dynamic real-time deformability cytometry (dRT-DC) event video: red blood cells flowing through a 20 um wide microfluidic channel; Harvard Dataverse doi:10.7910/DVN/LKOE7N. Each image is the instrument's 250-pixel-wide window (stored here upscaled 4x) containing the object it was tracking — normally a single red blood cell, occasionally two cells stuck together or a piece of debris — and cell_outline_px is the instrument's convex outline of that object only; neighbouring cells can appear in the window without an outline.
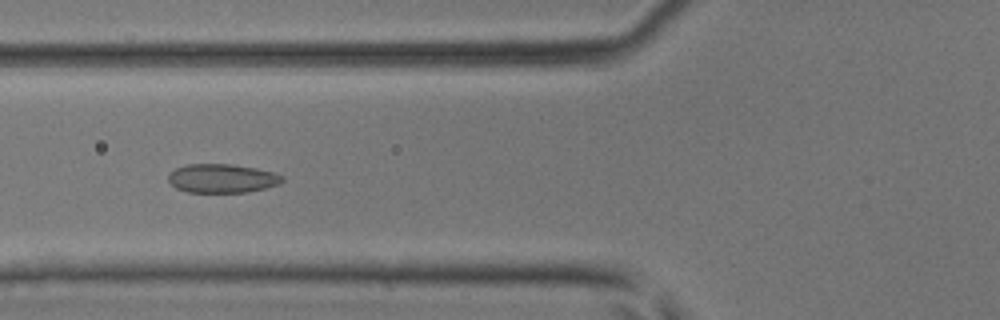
{"species": "common noctule bat (a hibernating species)", "species_latin": "Nyctalus noctula", "temperature_condition": "room temperature", "stored_images_in_passage": 48, "camera_frame_rate_fps": 3000, "um_per_image_px": 0.085, "animal": {"sex": "male", "body_mass_g": 17.9, "forearm_length_mm": 54.2}, "frame": {"image": 1, "passage_image": 19, "time_ms": 6.0, "image_size_px": [1000, 320], "cell_outline_px": [[284, 180], [280, 184], [248, 192], [188, 192], [176, 188], [168, 180], [168, 176], [176, 168], [184, 164], [232, 164], [256, 168], [272, 172], [284, 176]], "centroid_in_image_um": [18.89, 15.16], "position_along_channel_um": 106.9, "area_um2": 19.13}}
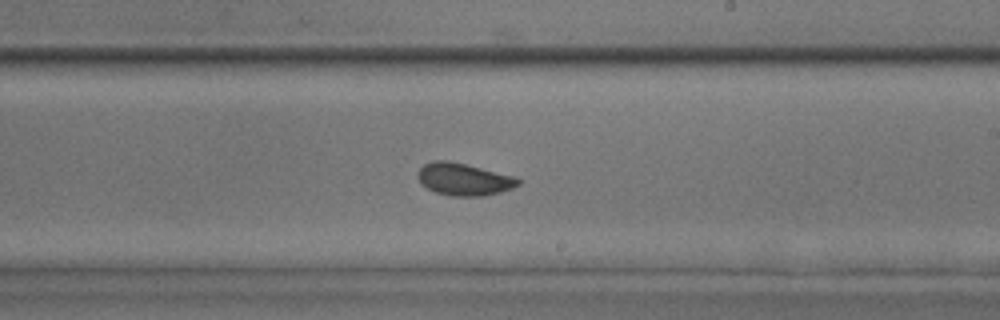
{"frame": {"image": 2, "passage_image": 29, "time_ms": 9.333, "image_size_px": [1000, 320], "cell_outline_px": [[520, 184], [512, 188], [500, 192], [484, 196], [452, 196], [436, 192], [420, 184], [416, 176], [416, 172], [424, 164], [432, 160], [448, 160], [516, 176], [520, 180]], "centroid_in_image_um": [39.4, 15.23], "position_along_channel_um": 249.6, "area_um2": 19.07}}
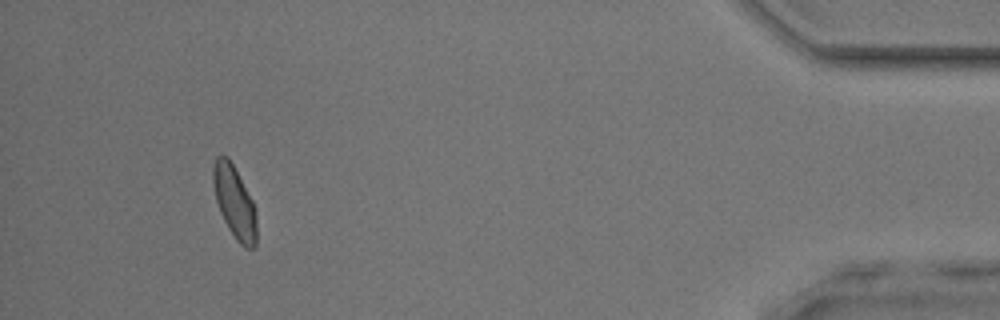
{"frame": {"image": 3, "passage_image": 45, "time_ms": 14.667, "image_size_px": [1000, 320], "cell_outline_px": [[256, 244], [252, 248], [244, 248], [236, 240], [228, 228], [220, 212], [216, 200], [212, 184], [212, 168], [216, 156], [228, 156], [252, 200], [256, 212]], "centroid_in_image_um": [19.91, 17.18], "position_along_channel_um": 415.3, "area_um2": 18.26}}